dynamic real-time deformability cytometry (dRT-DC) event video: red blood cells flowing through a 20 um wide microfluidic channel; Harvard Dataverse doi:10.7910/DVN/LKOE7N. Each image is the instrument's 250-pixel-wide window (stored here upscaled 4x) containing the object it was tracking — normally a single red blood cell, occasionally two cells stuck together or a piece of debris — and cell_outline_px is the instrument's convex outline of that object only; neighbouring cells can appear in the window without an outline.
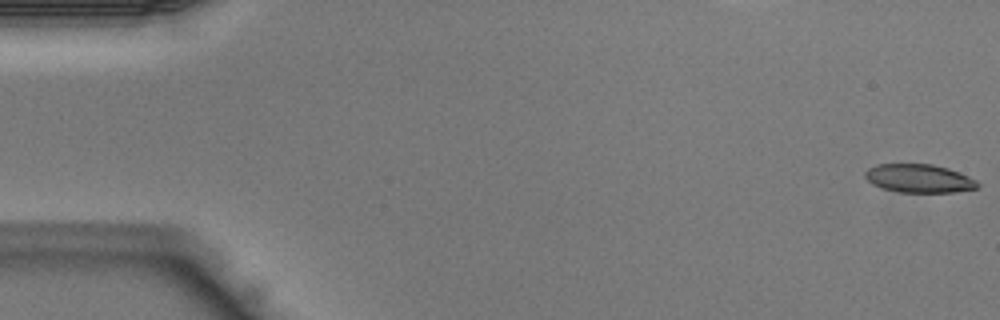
{"species": "Egyptian fruit bat (a non-hibernating species)", "species_latin": "Rousettus aegyptiacus", "temperature_condition": "warm", "stored_images_in_passage": 13, "camera_frame_rate_fps": 3000, "um_per_image_px": 0.085, "animal": {"sex": "male"}, "frame": {"image": 1, "passage_image": 1, "time_ms": 0.0, "image_size_px": [1000, 320], "cell_outline_px": [[980, 188], [952, 192], [896, 192], [880, 188], [872, 184], [864, 176], [864, 172], [868, 168], [876, 164], [932, 164], [948, 168], [968, 176], [976, 180], [980, 184]], "centroid_in_image_um": [78.1, 15.17], "position_along_channel_um": 6.9, "area_um2": 18.79}}
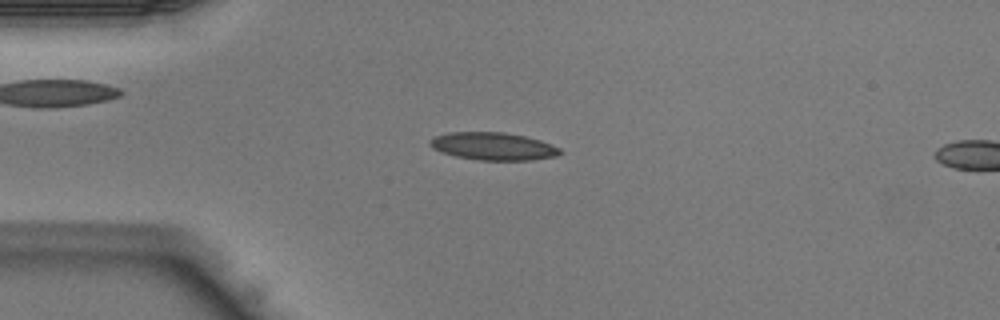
{"frame": {"image": 2, "passage_image": 11, "time_ms": 3.333, "image_size_px": [1000, 320], "cell_outline_px": [[560, 152], [556, 156], [532, 160], [480, 160], [456, 156], [440, 152], [432, 148], [428, 144], [428, 140], [432, 136], [448, 132], [504, 132], [524, 136], [540, 140], [552, 144], [560, 148]], "centroid_in_image_um": [41.86, 12.42], "position_along_channel_um": 43.1, "area_um2": 21.1}}